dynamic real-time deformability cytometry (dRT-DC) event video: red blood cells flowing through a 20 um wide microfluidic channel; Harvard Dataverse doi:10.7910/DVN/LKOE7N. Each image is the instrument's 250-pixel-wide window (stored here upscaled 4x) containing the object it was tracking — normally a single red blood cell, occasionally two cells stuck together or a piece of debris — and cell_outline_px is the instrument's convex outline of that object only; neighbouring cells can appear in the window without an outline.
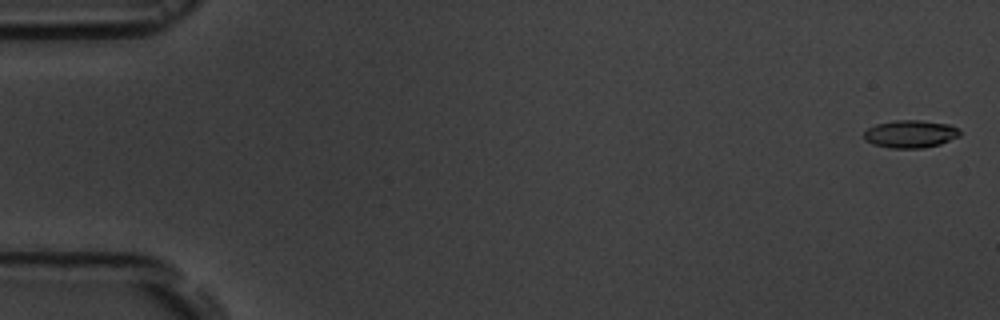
{"species": "common noctule bat (a hibernating species)", "species_latin": "Nyctalus noctula", "temperature_condition": "room temperature", "stored_images_in_passage": 6, "camera_frame_rate_fps": 3000, "um_per_image_px": 0.085, "animal": {"sex": "male", "body_mass_g": 19.5, "forearm_length_mm": 54.6}, "frame": {"image": 1, "passage_image": 1, "time_ms": 0.0, "image_size_px": [1000, 320], "cell_outline_px": [[960, 136], [940, 144], [924, 148], [888, 148], [872, 144], [864, 140], [864, 132], [868, 128], [876, 124], [896, 120], [920, 120], [948, 124], [956, 128], [960, 132]], "centroid_in_image_um": [77.36, 11.39], "position_along_channel_um": 7.6, "area_um2": 15.49}}
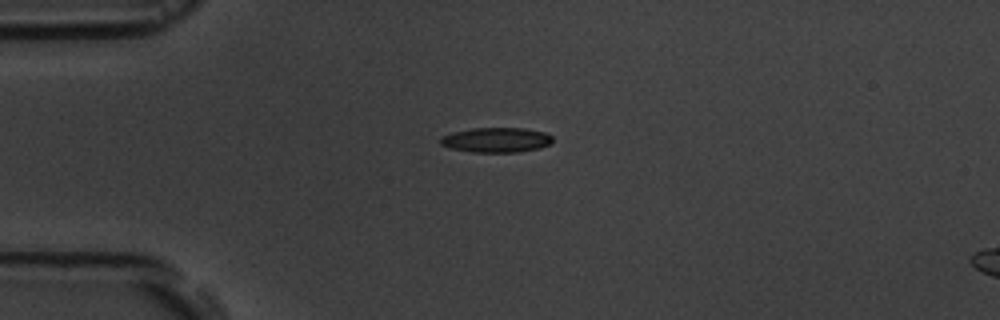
{"frame": {"image": 2, "passage_image": 5, "time_ms": 4.333, "image_size_px": [1000, 320], "cell_outline_px": [[552, 140], [548, 144], [540, 148], [516, 152], [472, 152], [448, 148], [440, 144], [440, 136], [452, 132], [472, 128], [524, 128], [544, 132], [552, 136]], "centroid_in_image_um": [42.13, 11.89], "position_along_channel_um": 42.9, "area_um2": 16.3}}